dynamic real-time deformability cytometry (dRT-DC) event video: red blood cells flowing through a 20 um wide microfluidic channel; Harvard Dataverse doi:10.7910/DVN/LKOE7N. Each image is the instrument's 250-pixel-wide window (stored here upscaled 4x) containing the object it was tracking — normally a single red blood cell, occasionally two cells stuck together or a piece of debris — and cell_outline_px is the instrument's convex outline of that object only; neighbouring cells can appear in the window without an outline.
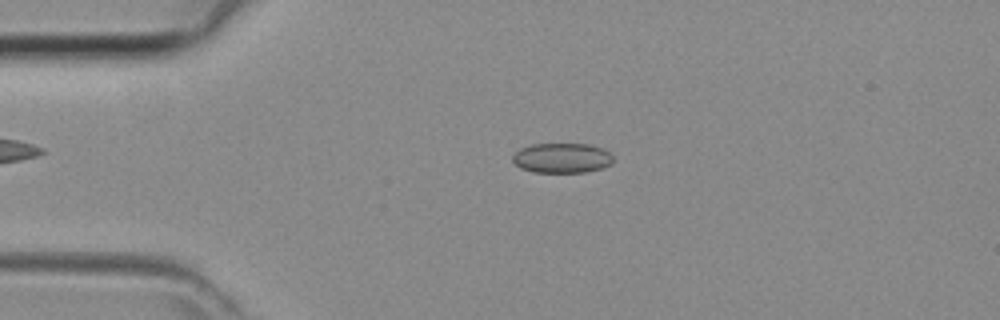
{"species": "common noctule bat (a hibernating species)", "species_latin": "Nyctalus noctula", "temperature_condition": "room temperature", "stored_images_in_passage": 43, "camera_frame_rate_fps": 3000, "um_per_image_px": 0.085, "animal": {"sex": "female", "body_mass_g": 29.2, "forearm_length_mm": 56.3}, "frame": {"image": 1, "passage_image": 9, "time_ms": 2.667, "image_size_px": [1000, 320], "cell_outline_px": [[612, 164], [600, 168], [584, 172], [532, 172], [520, 168], [512, 160], [512, 156], [520, 148], [532, 144], [588, 144], [604, 148], [612, 156]], "centroid_in_image_um": [47.75, 13.42], "position_along_channel_um": 37.3, "area_um2": 17.51}}
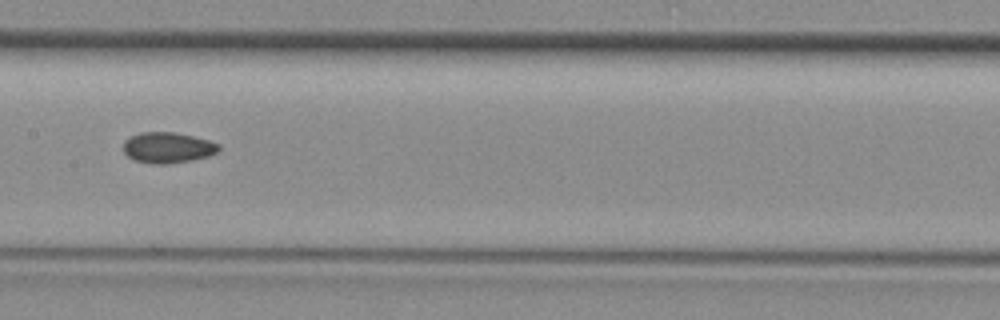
{"frame": {"image": 2, "passage_image": 21, "time_ms": 6.667, "image_size_px": [1000, 320], "cell_outline_px": [[220, 148], [216, 152], [208, 156], [192, 160], [168, 164], [152, 164], [132, 160], [124, 152], [124, 140], [140, 132], [172, 132], [192, 136], [208, 140], [220, 144]], "centroid_in_image_um": [14.24, 12.56], "position_along_channel_um": 193.2, "area_um2": 17.11}}
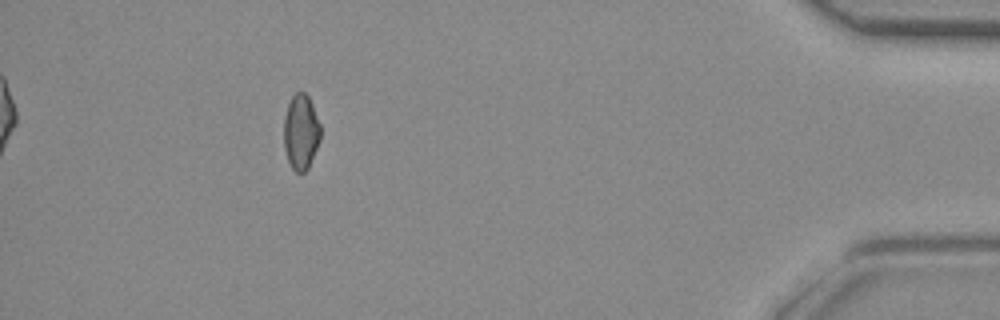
{"frame": {"image": 3, "passage_image": 39, "time_ms": 12.667, "image_size_px": [1000, 320], "cell_outline_px": [[320, 140], [308, 168], [304, 172], [296, 172], [292, 168], [288, 160], [284, 148], [284, 116], [288, 104], [292, 96], [296, 92], [304, 92], [308, 96], [312, 104], [320, 124]], "centroid_in_image_um": [25.57, 11.21], "position_along_channel_um": 409.6, "area_um2": 16.01}}